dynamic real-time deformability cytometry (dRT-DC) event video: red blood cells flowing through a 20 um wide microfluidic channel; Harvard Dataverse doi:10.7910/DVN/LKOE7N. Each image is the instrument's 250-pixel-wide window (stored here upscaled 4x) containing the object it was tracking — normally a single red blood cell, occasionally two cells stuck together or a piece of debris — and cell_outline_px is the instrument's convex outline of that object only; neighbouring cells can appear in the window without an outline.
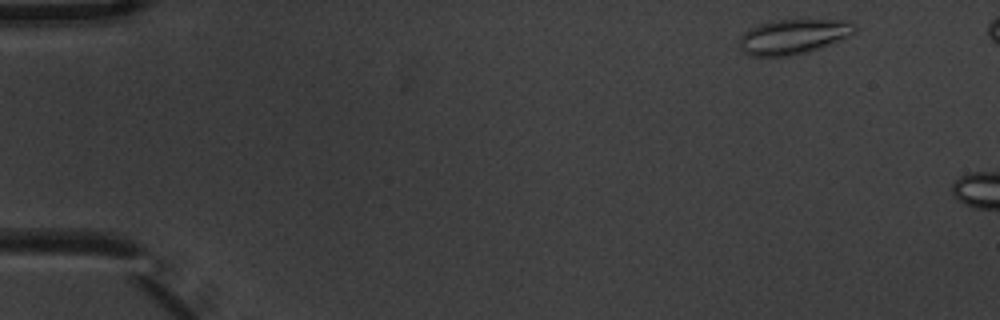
{"species": "common noctule bat (a hibernating species)", "species_latin": "Nyctalus noctula", "temperature_condition": "warm", "stored_images_in_passage": 2, "camera_frame_rate_fps": 3000, "um_per_image_px": 0.085, "animal": {"sex": "male", "body_mass_g": 20.1, "forearm_length_mm": 53.5}, "frame": {"image": 1, "passage_image": 1, "time_ms": 0.0, "image_size_px": [1000, 320], "cell_outline_px": [[856, 32], [840, 40], [820, 48], [792, 56], [752, 56], [744, 52], [740, 48], [740, 36], [744, 32], [760, 24], [772, 20], [852, 20], [856, 24]], "centroid_in_image_um": [67.47, 3.1], "position_along_channel_um": 17.5, "area_um2": 23.47}}